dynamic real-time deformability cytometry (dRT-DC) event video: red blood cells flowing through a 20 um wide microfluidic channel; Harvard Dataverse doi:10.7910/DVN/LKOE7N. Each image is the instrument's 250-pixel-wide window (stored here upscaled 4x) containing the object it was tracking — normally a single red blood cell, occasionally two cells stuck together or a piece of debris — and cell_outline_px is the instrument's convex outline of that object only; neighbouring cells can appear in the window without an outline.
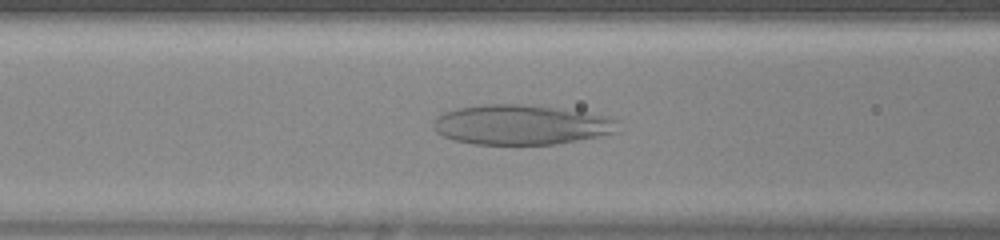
{"species": "human", "species_latin": "Homo sapiens", "temperature_condition": "warm", "stored_images_in_passage": 48, "camera_frame_rate_fps": 3000, "um_per_image_px": 0.085, "donor": {"sex": "female"}, "frame": {"image": 1, "passage_image": 20, "time_ms": 6.333, "image_size_px": [1000, 240], "cell_outline_px": [[620, 132], [600, 136], [556, 144], [472, 144], [456, 140], [444, 136], [436, 132], [432, 128], [432, 124], [436, 116], [444, 112], [460, 108], [484, 104], [524, 104], [560, 108], [608, 116], [616, 120]], "centroid_in_image_um": [44.31, 10.6], "position_along_channel_um": 122.3, "area_um2": 43.06}}
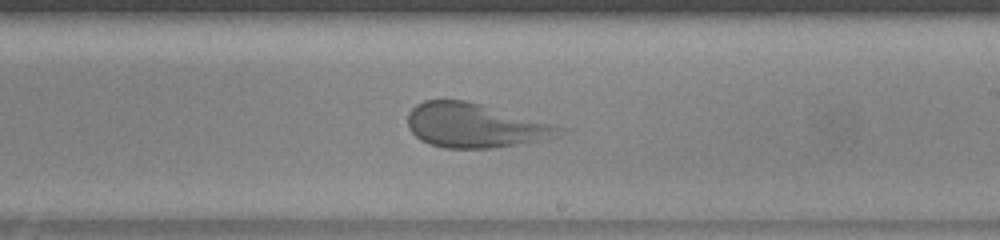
{"frame": {"image": 2, "passage_image": 29, "time_ms": 9.333, "image_size_px": [1000, 240], "cell_outline_px": [[568, 128], [560, 136], [516, 144], [492, 148], [444, 148], [428, 144], [420, 140], [408, 128], [408, 112], [416, 104], [424, 100], [464, 100], [480, 104]], "centroid_in_image_um": [40.34, 10.67], "position_along_channel_um": 248.7, "area_um2": 38.9}}
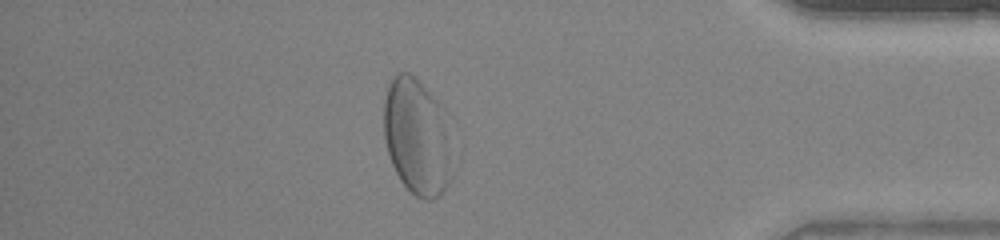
{"frame": {"image": 3, "passage_image": 42, "time_ms": 13.667, "image_size_px": [1000, 240], "cell_outline_px": [[452, 180], [440, 196], [432, 200], [424, 200], [416, 196], [400, 180], [392, 164], [388, 152], [384, 136], [384, 100], [388, 80], [396, 72], [408, 72], [440, 104], [448, 124], [452, 176]], "centroid_in_image_um": [35.44, 11.66], "position_along_channel_um": 399.8, "area_um2": 46.64}}